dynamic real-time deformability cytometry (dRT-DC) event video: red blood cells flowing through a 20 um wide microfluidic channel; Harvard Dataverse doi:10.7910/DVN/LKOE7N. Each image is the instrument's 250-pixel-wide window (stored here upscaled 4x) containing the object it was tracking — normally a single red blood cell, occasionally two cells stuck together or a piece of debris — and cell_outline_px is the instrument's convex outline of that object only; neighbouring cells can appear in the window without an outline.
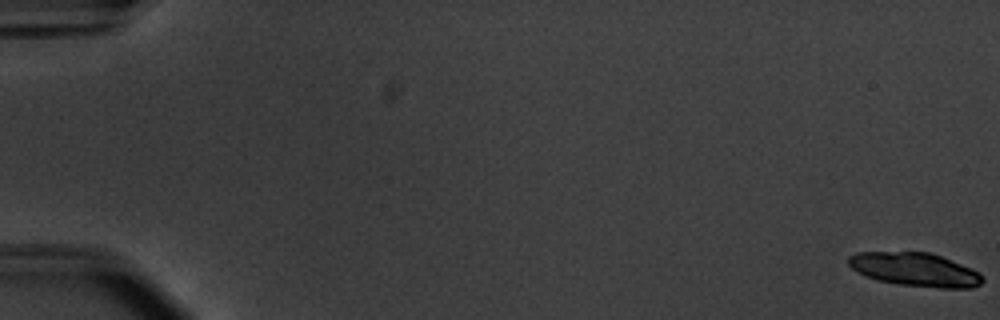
{"species": "common noctule bat (a hibernating species)", "species_latin": "Nyctalus noctula", "temperature_condition": "warm", "stored_images_in_passage": 44, "camera_frame_rate_fps": 3000, "um_per_image_px": 0.085, "animal": {"sex": "male", "body_mass_g": 20.1, "forearm_length_mm": 53.5}, "frame": {"image": 1, "passage_image": 1, "time_ms": 0.0, "image_size_px": [1000, 320], "cell_outline_px": [[984, 280], [980, 284], [972, 288], [940, 288], [900, 284], [876, 280], [864, 276], [856, 272], [848, 264], [848, 256], [856, 252], [928, 252], [940, 256], [972, 268], [980, 272], [984, 276]], "centroid_in_image_um": [77.77, 22.91], "position_along_channel_um": 7.2, "area_um2": 26.36}}
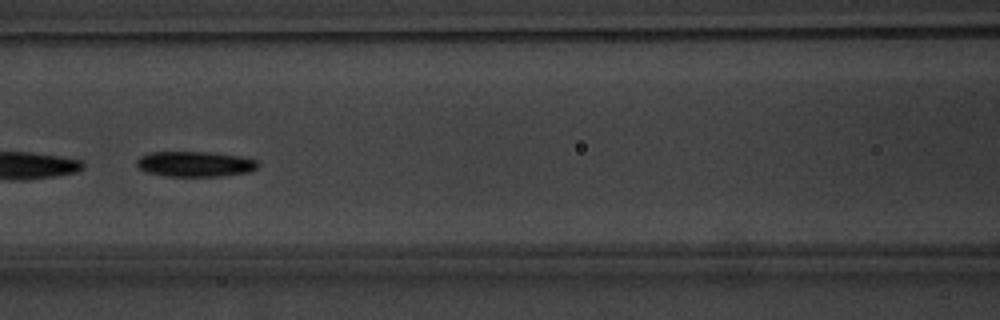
{"frame": {"image": 2, "passage_image": 27, "time_ms": 8.667, "image_size_px": [1000, 320], "cell_outline_px": [[260, 164], [252, 172], [220, 176], [168, 176], [144, 172], [136, 164], [136, 160], [140, 156], [148, 152], [208, 152], [240, 156], [256, 160]], "centroid_in_image_um": [16.57, 13.94], "position_along_channel_um": 150.0, "area_um2": 18.03}}